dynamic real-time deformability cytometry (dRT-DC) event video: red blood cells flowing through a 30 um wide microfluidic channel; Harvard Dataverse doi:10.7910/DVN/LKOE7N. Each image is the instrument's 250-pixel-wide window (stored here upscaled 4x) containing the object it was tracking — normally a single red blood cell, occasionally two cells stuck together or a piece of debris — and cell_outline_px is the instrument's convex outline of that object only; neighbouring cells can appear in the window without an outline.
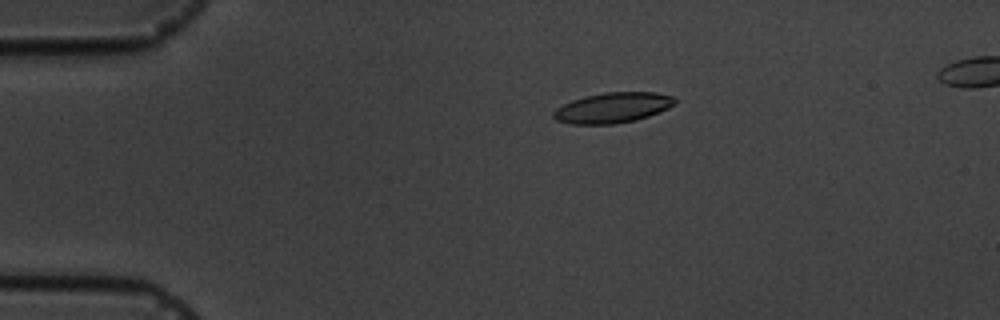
{"species": "common noctule bat (a hibernating species)", "species_latin": "Nyctalus noctula", "temperature_condition": "cold", "stored_images_in_passage": 8, "camera_frame_rate_fps": 3000, "um_per_image_px": 0.085, "animal": {"sex": "male", "body_mass_g": 19.5, "forearm_length_mm": 54.6}, "frame": {"image": 1, "passage_image": 4, "time_ms": 3.333, "image_size_px": [1000, 320], "cell_outline_px": [[676, 104], [668, 108], [648, 116], [636, 120], [616, 124], [572, 124], [556, 120], [552, 116], [552, 112], [556, 108], [572, 100], [604, 92], [656, 92], [672, 96], [676, 100]], "centroid_in_image_um": [52.08, 9.16], "position_along_channel_um": 32.9, "area_um2": 21.44}}
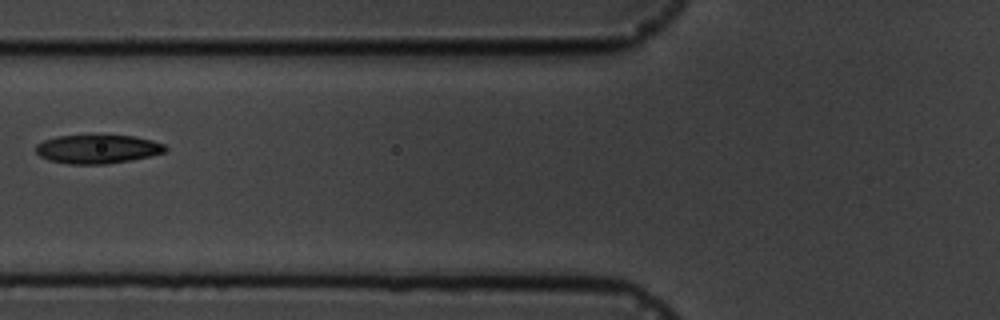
{"frame": {"image": 2, "passage_image": 7, "time_ms": 7.0, "image_size_px": [1000, 320], "cell_outline_px": [[168, 148], [164, 152], [132, 160], [108, 164], [68, 164], [48, 160], [40, 156], [36, 152], [36, 144], [44, 140], [56, 136], [132, 136], [152, 140], [164, 144]], "centroid_in_image_um": [8.27, 12.68], "position_along_channel_um": 117.5, "area_um2": 21.56}}
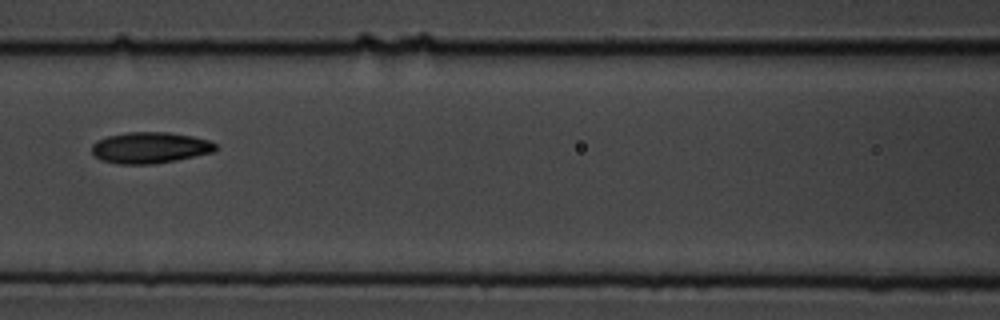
{"frame": {"image": 3, "passage_image": 8, "time_ms": 8.0, "image_size_px": [1000, 320], "cell_outline_px": [[216, 148], [212, 152], [176, 160], [156, 164], [116, 164], [100, 160], [92, 152], [92, 144], [96, 140], [108, 136], [128, 132], [168, 132], [192, 136], [208, 140], [216, 144]], "centroid_in_image_um": [12.71, 12.56], "position_along_channel_um": 153.9, "area_um2": 22.48}}